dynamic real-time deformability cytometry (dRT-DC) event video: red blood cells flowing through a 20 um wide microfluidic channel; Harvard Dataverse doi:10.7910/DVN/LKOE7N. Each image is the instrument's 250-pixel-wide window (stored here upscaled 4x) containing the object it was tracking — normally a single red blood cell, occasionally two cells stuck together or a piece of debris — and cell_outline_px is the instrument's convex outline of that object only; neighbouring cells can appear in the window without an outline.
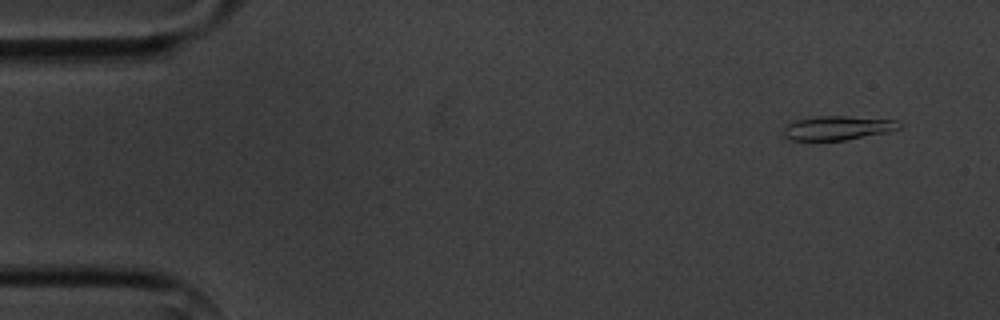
{"species": "common noctule bat (a hibernating species)", "species_latin": "Nyctalus noctula", "temperature_condition": "cold", "stored_images_in_passage": 6, "camera_frame_rate_fps": 3000, "um_per_image_px": 0.085, "animal": {"sex": "male", "body_mass_g": 20.1, "forearm_length_mm": 53.5}, "frame": {"image": 1, "passage_image": 2, "time_ms": 1.0, "image_size_px": [1000, 320], "cell_outline_px": [[904, 124], [900, 128], [888, 132], [844, 140], [792, 140], [784, 136], [784, 128], [788, 124], [796, 120], [812, 116], [844, 116], [900, 120]], "centroid_in_image_um": [71.25, 10.86], "position_along_channel_um": 13.7, "area_um2": 16.3}}
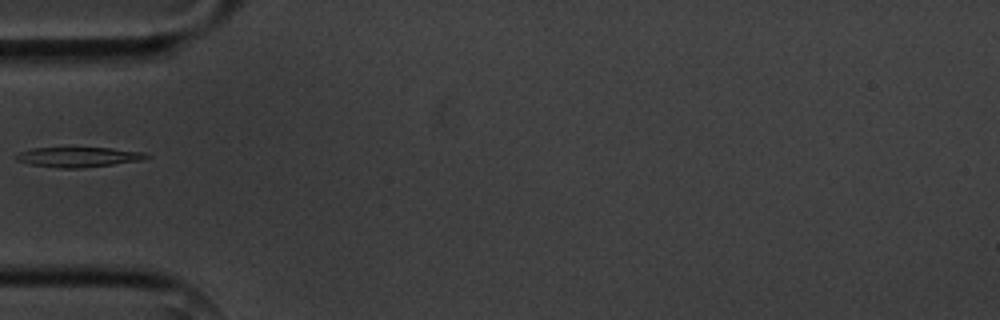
{"frame": {"image": 2, "passage_image": 5, "time_ms": 5.667, "image_size_px": [1000, 320], "cell_outline_px": [[152, 156], [140, 160], [112, 164], [80, 168], [60, 168], [32, 164], [16, 160], [16, 156], [20, 152], [32, 148], [112, 148], [144, 152]], "centroid_in_image_um": [6.69, 13.34], "position_along_channel_um": 78.3, "area_um2": 14.85}}
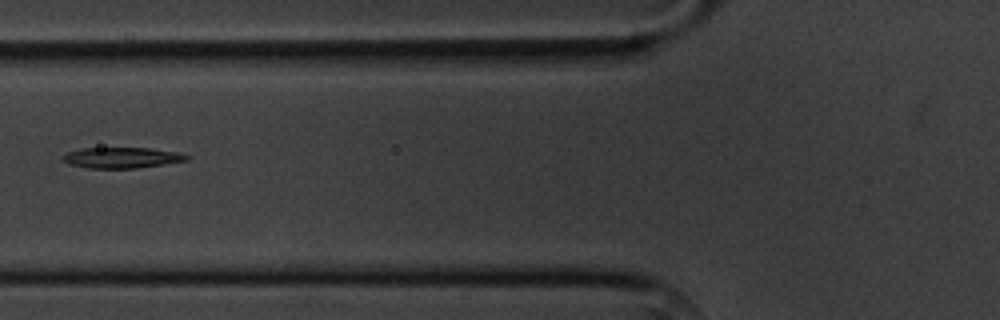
{"frame": {"image": 3, "passage_image": 6, "time_ms": 6.667, "image_size_px": [1000, 320], "cell_outline_px": [[192, 156], [188, 160], [136, 168], [88, 168], [68, 164], [60, 156], [68, 152], [80, 148], [148, 148], [176, 152]], "centroid_in_image_um": [10.32, 13.4], "position_along_channel_um": 115.5, "area_um2": 14.91}}